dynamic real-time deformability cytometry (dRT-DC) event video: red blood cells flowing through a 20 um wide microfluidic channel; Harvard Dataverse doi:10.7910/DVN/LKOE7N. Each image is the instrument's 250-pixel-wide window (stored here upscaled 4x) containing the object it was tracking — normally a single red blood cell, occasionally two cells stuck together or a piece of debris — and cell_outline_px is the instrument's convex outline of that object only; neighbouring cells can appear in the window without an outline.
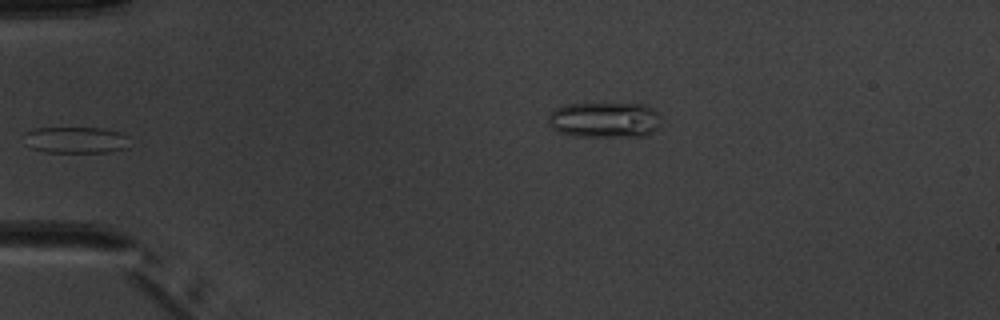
{"species": "common noctule bat (a hibernating species)", "species_latin": "Nyctalus noctula", "temperature_condition": "warm", "stored_images_in_passage": 5, "camera_frame_rate_fps": 3000, "um_per_image_px": 0.085, "animal": {"sex": "male", "body_mass_g": 20.1, "forearm_length_mm": 53.5}, "frame": {"image": 1, "passage_image": 4, "time_ms": 3.333, "image_size_px": [1000, 320], "cell_outline_px": [[128, 148], [108, 152], [48, 152], [32, 148], [24, 144], [20, 136], [24, 132], [36, 128], [100, 128], [120, 132], [128, 136]], "centroid_in_image_um": [6.38, 11.89], "position_along_channel_um": 78.6, "area_um2": 16.53}}